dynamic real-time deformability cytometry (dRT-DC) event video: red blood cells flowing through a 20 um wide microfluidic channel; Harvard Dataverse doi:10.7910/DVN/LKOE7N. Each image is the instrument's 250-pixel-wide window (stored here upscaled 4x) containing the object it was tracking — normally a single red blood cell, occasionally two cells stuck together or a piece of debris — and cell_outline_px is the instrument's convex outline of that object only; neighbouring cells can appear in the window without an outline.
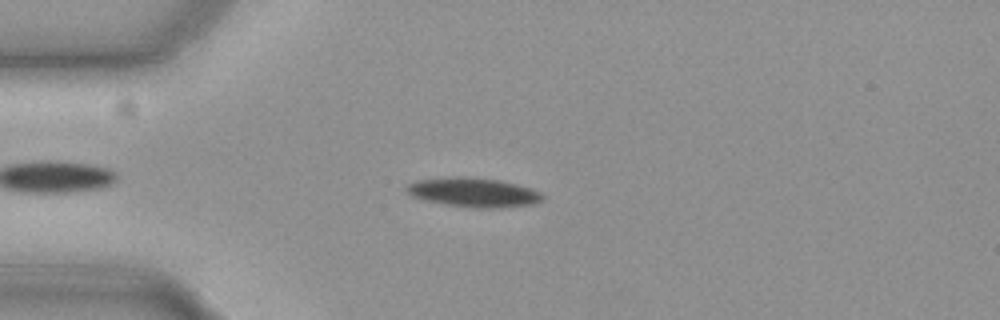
{"species": "common noctule bat (a hibernating species)", "species_latin": "Nyctalus noctula", "temperature_condition": "cold", "stored_images_in_passage": 46, "camera_frame_rate_fps": 3000, "um_per_image_px": 0.085, "animal": {"sex": "female", "body_mass_g": 19.3, "forearm_length_mm": 54.1}, "frame": {"image": 1, "passage_image": 8, "time_ms": 2.333, "image_size_px": [1000, 320], "cell_outline_px": [[544, 200], [532, 204], [492, 208], [480, 208], [444, 204], [412, 196], [404, 188], [408, 184], [416, 180], [448, 176], [468, 176], [500, 180], [532, 188], [540, 192], [544, 196]], "centroid_in_image_um": [40.25, 16.33], "position_along_channel_um": 44.8, "area_um2": 23.24}}
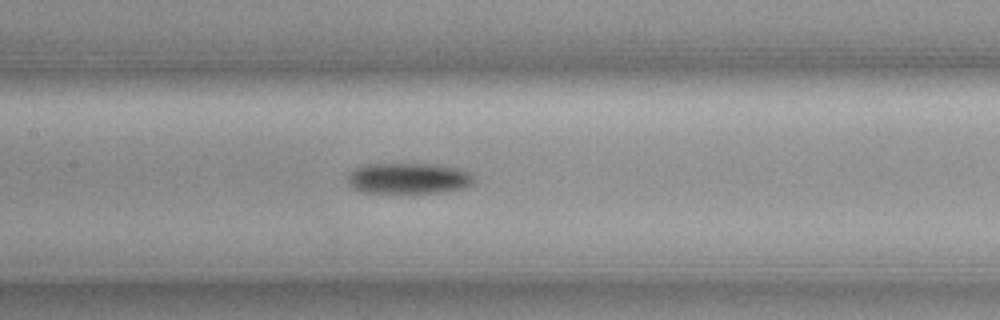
{"frame": {"image": 2, "passage_image": 20, "time_ms": 6.333, "image_size_px": [1000, 320], "cell_outline_px": [[476, 180], [472, 184], [464, 188], [440, 192], [360, 192], [352, 188], [348, 184], [348, 176], [356, 168], [364, 164], [436, 164], [460, 168], [468, 172]], "centroid_in_image_um": [34.74, 15.15], "position_along_channel_um": 172.7, "area_um2": 22.66}}
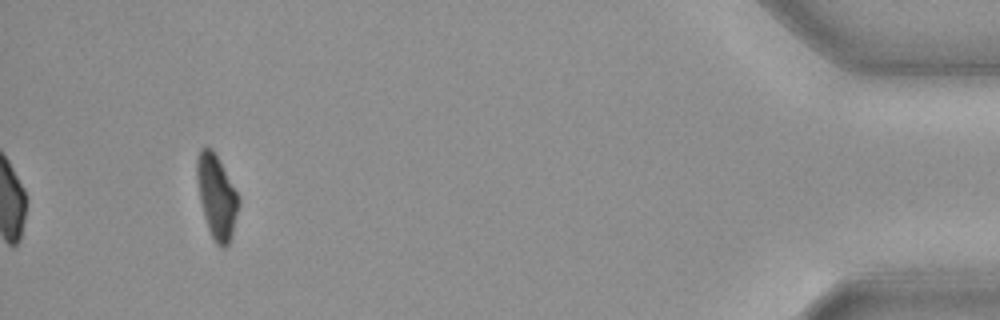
{"frame": {"image": 3, "passage_image": 46, "time_ms": 15.0, "image_size_px": [1000, 320], "cell_outline_px": [[240, 204], [232, 236], [228, 244], [224, 248], [216, 244], [208, 228], [204, 216], [200, 200], [196, 176], [196, 160], [200, 148], [212, 148], [240, 196]], "centroid_in_image_um": [18.43, 16.71], "position_along_channel_um": 416.8, "area_um2": 20.4}, "authors_computed_cell_mechanics": {"area_um2": 22.7443, "velocity_mm_per_s": 3.694, "shape_relaxation_time_tau1_ms": 2.8836, "shape_relaxation_time_tau2_ms": null, "deformation_change_tau1": 0.0949, "deformation_change_tau2": null}}